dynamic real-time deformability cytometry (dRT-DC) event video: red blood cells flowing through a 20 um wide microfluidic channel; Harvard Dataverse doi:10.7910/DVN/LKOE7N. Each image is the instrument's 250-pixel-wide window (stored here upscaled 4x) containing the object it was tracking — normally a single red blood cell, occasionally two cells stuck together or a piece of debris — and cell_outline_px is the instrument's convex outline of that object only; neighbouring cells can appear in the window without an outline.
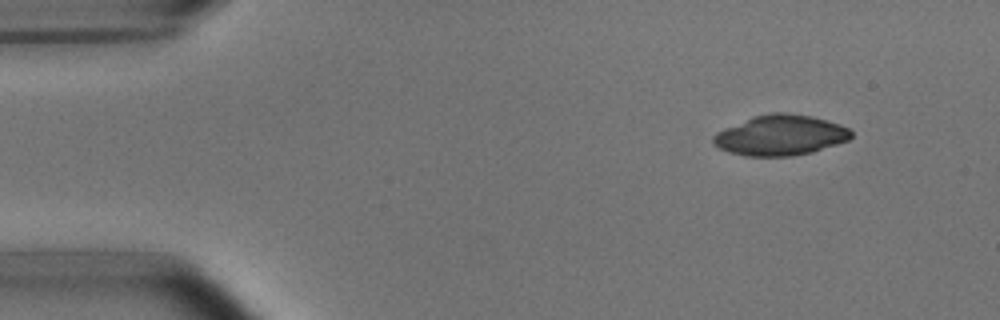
{"species": "common noctule bat (a hibernating species)", "species_latin": "Nyctalus noctula", "temperature_condition": "room temperature", "stored_images_in_passage": 47, "camera_frame_rate_fps": 3000, "um_per_image_px": 0.085, "animal": {"sex": "male", "body_mass_g": 15.6}, "frame": {"image": 1, "passage_image": 1, "time_ms": 0.0, "image_size_px": [1000, 320], "cell_outline_px": [[852, 136], [848, 140], [812, 152], [792, 156], [744, 156], [728, 152], [712, 144], [712, 136], [716, 132], [724, 128], [756, 116], [772, 112], [784, 112], [812, 116], [840, 124], [848, 128], [852, 132]], "centroid_in_image_um": [66.32, 11.5], "position_along_channel_um": 18.7, "area_um2": 32.37}}